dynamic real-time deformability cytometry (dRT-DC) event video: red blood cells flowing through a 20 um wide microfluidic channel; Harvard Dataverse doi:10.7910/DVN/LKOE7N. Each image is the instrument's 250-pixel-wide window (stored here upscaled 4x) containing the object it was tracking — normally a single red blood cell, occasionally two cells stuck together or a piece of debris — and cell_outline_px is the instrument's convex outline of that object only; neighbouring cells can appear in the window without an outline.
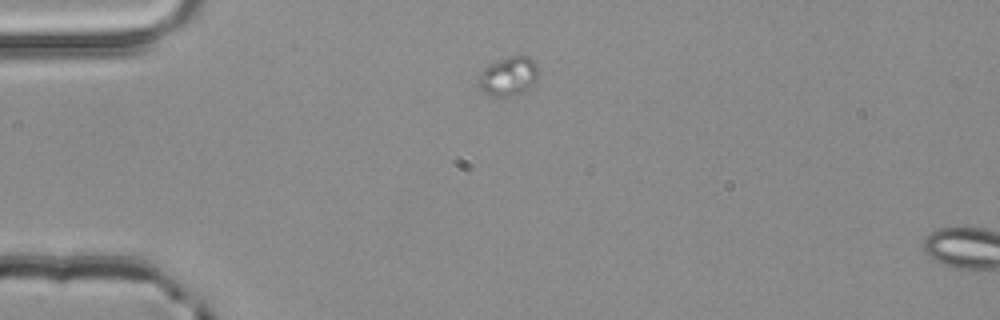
{"species": "common noctule bat (a hibernating species)", "species_latin": "Nyctalus noctula", "temperature_condition": "room temperature", "stored_images_in_passage": 2, "segment_of_instrument_passage": [1, 2], "camera_frame_rate_fps": 3000, "um_per_image_px": 0.085, "animal": {"sex": "male", "body_mass_g": 20.4}, "frame": {"image": 1, "passage_image": 1, "time_ms": 0.0, "image_size_px": [1000, 320], "cell_outline_px": [[540, 72], [536, 80], [524, 92], [508, 96], [492, 96], [484, 92], [476, 84], [476, 76], [488, 64], [496, 60], [508, 56], [528, 56], [540, 68]], "centroid_in_image_um": [43.19, 6.46], "position_along_channel_um": 41.8, "area_um2": 13.99}}